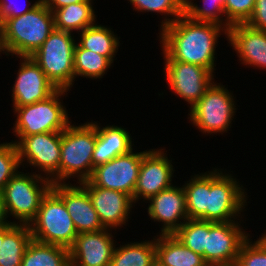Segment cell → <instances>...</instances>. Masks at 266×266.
<instances>
[{
	"instance_id": "1",
	"label": "cell",
	"mask_w": 266,
	"mask_h": 266,
	"mask_svg": "<svg viewBox=\"0 0 266 266\" xmlns=\"http://www.w3.org/2000/svg\"><path fill=\"white\" fill-rule=\"evenodd\" d=\"M221 30L227 36L224 27L194 21L183 14L161 29L164 60L196 64L214 72L215 49Z\"/></svg>"
},
{
	"instance_id": "2",
	"label": "cell",
	"mask_w": 266,
	"mask_h": 266,
	"mask_svg": "<svg viewBox=\"0 0 266 266\" xmlns=\"http://www.w3.org/2000/svg\"><path fill=\"white\" fill-rule=\"evenodd\" d=\"M55 29L54 15L42 1L23 15L0 24V45L6 55L31 56Z\"/></svg>"
},
{
	"instance_id": "3",
	"label": "cell",
	"mask_w": 266,
	"mask_h": 266,
	"mask_svg": "<svg viewBox=\"0 0 266 266\" xmlns=\"http://www.w3.org/2000/svg\"><path fill=\"white\" fill-rule=\"evenodd\" d=\"M96 144V123L74 126L71 123L61 131L59 183L71 176L80 182L88 180L93 173V151Z\"/></svg>"
},
{
	"instance_id": "4",
	"label": "cell",
	"mask_w": 266,
	"mask_h": 266,
	"mask_svg": "<svg viewBox=\"0 0 266 266\" xmlns=\"http://www.w3.org/2000/svg\"><path fill=\"white\" fill-rule=\"evenodd\" d=\"M29 227L32 239L68 249L78 236L63 199L52 188L43 197L38 213Z\"/></svg>"
},
{
	"instance_id": "5",
	"label": "cell",
	"mask_w": 266,
	"mask_h": 266,
	"mask_svg": "<svg viewBox=\"0 0 266 266\" xmlns=\"http://www.w3.org/2000/svg\"><path fill=\"white\" fill-rule=\"evenodd\" d=\"M73 38L70 32L54 29L41 47L31 55L57 89L68 91L73 86L76 45Z\"/></svg>"
},
{
	"instance_id": "6",
	"label": "cell",
	"mask_w": 266,
	"mask_h": 266,
	"mask_svg": "<svg viewBox=\"0 0 266 266\" xmlns=\"http://www.w3.org/2000/svg\"><path fill=\"white\" fill-rule=\"evenodd\" d=\"M23 173L18 171L1 193L7 214L18 219L19 224L29 225L35 219L41 201L53 183L41 174Z\"/></svg>"
},
{
	"instance_id": "7",
	"label": "cell",
	"mask_w": 266,
	"mask_h": 266,
	"mask_svg": "<svg viewBox=\"0 0 266 266\" xmlns=\"http://www.w3.org/2000/svg\"><path fill=\"white\" fill-rule=\"evenodd\" d=\"M67 90L57 89L47 99L22 107H14L17 114L15 127L17 137L32 134L63 131L71 123L66 108L60 102L59 96Z\"/></svg>"
},
{
	"instance_id": "8",
	"label": "cell",
	"mask_w": 266,
	"mask_h": 266,
	"mask_svg": "<svg viewBox=\"0 0 266 266\" xmlns=\"http://www.w3.org/2000/svg\"><path fill=\"white\" fill-rule=\"evenodd\" d=\"M212 83L200 100L190 109V120L202 133L226 132L231 127L235 101L229 90Z\"/></svg>"
},
{
	"instance_id": "9",
	"label": "cell",
	"mask_w": 266,
	"mask_h": 266,
	"mask_svg": "<svg viewBox=\"0 0 266 266\" xmlns=\"http://www.w3.org/2000/svg\"><path fill=\"white\" fill-rule=\"evenodd\" d=\"M217 170L208 171L206 221H235L233 219L241 214L239 212L245 208V203H247L244 188L242 189V186L231 174L226 175L221 171H219L220 173L217 172Z\"/></svg>"
},
{
	"instance_id": "10",
	"label": "cell",
	"mask_w": 266,
	"mask_h": 266,
	"mask_svg": "<svg viewBox=\"0 0 266 266\" xmlns=\"http://www.w3.org/2000/svg\"><path fill=\"white\" fill-rule=\"evenodd\" d=\"M12 141L17 148L19 162L37 166L53 184L59 183L61 131L32 134ZM49 175V176H48Z\"/></svg>"
},
{
	"instance_id": "11",
	"label": "cell",
	"mask_w": 266,
	"mask_h": 266,
	"mask_svg": "<svg viewBox=\"0 0 266 266\" xmlns=\"http://www.w3.org/2000/svg\"><path fill=\"white\" fill-rule=\"evenodd\" d=\"M235 221H207L203 258L209 266H234L243 243L249 238Z\"/></svg>"
},
{
	"instance_id": "12",
	"label": "cell",
	"mask_w": 266,
	"mask_h": 266,
	"mask_svg": "<svg viewBox=\"0 0 266 266\" xmlns=\"http://www.w3.org/2000/svg\"><path fill=\"white\" fill-rule=\"evenodd\" d=\"M147 152L133 153L131 150L127 154L98 165L94 167L88 181L93 186L123 192L133 200L142 158Z\"/></svg>"
},
{
	"instance_id": "13",
	"label": "cell",
	"mask_w": 266,
	"mask_h": 266,
	"mask_svg": "<svg viewBox=\"0 0 266 266\" xmlns=\"http://www.w3.org/2000/svg\"><path fill=\"white\" fill-rule=\"evenodd\" d=\"M169 87L192 107L212 85L213 72L200 65L180 61H165Z\"/></svg>"
},
{
	"instance_id": "14",
	"label": "cell",
	"mask_w": 266,
	"mask_h": 266,
	"mask_svg": "<svg viewBox=\"0 0 266 266\" xmlns=\"http://www.w3.org/2000/svg\"><path fill=\"white\" fill-rule=\"evenodd\" d=\"M163 149L149 150L142 158L138 181L133 193V202L143 197L148 200L172 185L173 166Z\"/></svg>"
},
{
	"instance_id": "15",
	"label": "cell",
	"mask_w": 266,
	"mask_h": 266,
	"mask_svg": "<svg viewBox=\"0 0 266 266\" xmlns=\"http://www.w3.org/2000/svg\"><path fill=\"white\" fill-rule=\"evenodd\" d=\"M19 58L22 62L12 89L13 107L34 104L51 96L57 88L48 80L38 64L31 56Z\"/></svg>"
},
{
	"instance_id": "16",
	"label": "cell",
	"mask_w": 266,
	"mask_h": 266,
	"mask_svg": "<svg viewBox=\"0 0 266 266\" xmlns=\"http://www.w3.org/2000/svg\"><path fill=\"white\" fill-rule=\"evenodd\" d=\"M109 230L78 234L69 248L70 266H110L116 245Z\"/></svg>"
},
{
	"instance_id": "17",
	"label": "cell",
	"mask_w": 266,
	"mask_h": 266,
	"mask_svg": "<svg viewBox=\"0 0 266 266\" xmlns=\"http://www.w3.org/2000/svg\"><path fill=\"white\" fill-rule=\"evenodd\" d=\"M88 191L92 205L104 228L125 225L132 207V198L120 191L93 186L88 180L80 182Z\"/></svg>"
},
{
	"instance_id": "18",
	"label": "cell",
	"mask_w": 266,
	"mask_h": 266,
	"mask_svg": "<svg viewBox=\"0 0 266 266\" xmlns=\"http://www.w3.org/2000/svg\"><path fill=\"white\" fill-rule=\"evenodd\" d=\"M150 219L163 222L160 235H173L188 219L186 194L182 187L171 186L148 199ZM183 220L182 222L179 220Z\"/></svg>"
},
{
	"instance_id": "19",
	"label": "cell",
	"mask_w": 266,
	"mask_h": 266,
	"mask_svg": "<svg viewBox=\"0 0 266 266\" xmlns=\"http://www.w3.org/2000/svg\"><path fill=\"white\" fill-rule=\"evenodd\" d=\"M52 189L63 199L78 234L104 229L88 191L80 183L79 186L56 183L52 184Z\"/></svg>"
},
{
	"instance_id": "20",
	"label": "cell",
	"mask_w": 266,
	"mask_h": 266,
	"mask_svg": "<svg viewBox=\"0 0 266 266\" xmlns=\"http://www.w3.org/2000/svg\"><path fill=\"white\" fill-rule=\"evenodd\" d=\"M226 38L243 64L266 68V31L238 23L231 25Z\"/></svg>"
},
{
	"instance_id": "21",
	"label": "cell",
	"mask_w": 266,
	"mask_h": 266,
	"mask_svg": "<svg viewBox=\"0 0 266 266\" xmlns=\"http://www.w3.org/2000/svg\"><path fill=\"white\" fill-rule=\"evenodd\" d=\"M96 123V144L93 151L94 167L107 163L119 155L133 150L132 138L125 128L119 126L99 127Z\"/></svg>"
},
{
	"instance_id": "22",
	"label": "cell",
	"mask_w": 266,
	"mask_h": 266,
	"mask_svg": "<svg viewBox=\"0 0 266 266\" xmlns=\"http://www.w3.org/2000/svg\"><path fill=\"white\" fill-rule=\"evenodd\" d=\"M156 261L162 266H209L202 255L185 247L173 235H160L155 239Z\"/></svg>"
},
{
	"instance_id": "23",
	"label": "cell",
	"mask_w": 266,
	"mask_h": 266,
	"mask_svg": "<svg viewBox=\"0 0 266 266\" xmlns=\"http://www.w3.org/2000/svg\"><path fill=\"white\" fill-rule=\"evenodd\" d=\"M32 240L29 225L12 222L4 226L0 247V266H21L24 252Z\"/></svg>"
},
{
	"instance_id": "24",
	"label": "cell",
	"mask_w": 266,
	"mask_h": 266,
	"mask_svg": "<svg viewBox=\"0 0 266 266\" xmlns=\"http://www.w3.org/2000/svg\"><path fill=\"white\" fill-rule=\"evenodd\" d=\"M91 2L73 3L53 12L55 29L72 33L94 25L96 15Z\"/></svg>"
},
{
	"instance_id": "25",
	"label": "cell",
	"mask_w": 266,
	"mask_h": 266,
	"mask_svg": "<svg viewBox=\"0 0 266 266\" xmlns=\"http://www.w3.org/2000/svg\"><path fill=\"white\" fill-rule=\"evenodd\" d=\"M21 266H70L69 249L32 239L24 252Z\"/></svg>"
},
{
	"instance_id": "26",
	"label": "cell",
	"mask_w": 266,
	"mask_h": 266,
	"mask_svg": "<svg viewBox=\"0 0 266 266\" xmlns=\"http://www.w3.org/2000/svg\"><path fill=\"white\" fill-rule=\"evenodd\" d=\"M153 239L154 241L114 247L110 266H152L156 261L155 238Z\"/></svg>"
},
{
	"instance_id": "27",
	"label": "cell",
	"mask_w": 266,
	"mask_h": 266,
	"mask_svg": "<svg viewBox=\"0 0 266 266\" xmlns=\"http://www.w3.org/2000/svg\"><path fill=\"white\" fill-rule=\"evenodd\" d=\"M115 36L110 28L94 24L81 31L78 45L107 57L113 63L119 46Z\"/></svg>"
},
{
	"instance_id": "28",
	"label": "cell",
	"mask_w": 266,
	"mask_h": 266,
	"mask_svg": "<svg viewBox=\"0 0 266 266\" xmlns=\"http://www.w3.org/2000/svg\"><path fill=\"white\" fill-rule=\"evenodd\" d=\"M189 182V183H188ZM183 185L188 219L206 220L208 174L196 175Z\"/></svg>"
},
{
	"instance_id": "29",
	"label": "cell",
	"mask_w": 266,
	"mask_h": 266,
	"mask_svg": "<svg viewBox=\"0 0 266 266\" xmlns=\"http://www.w3.org/2000/svg\"><path fill=\"white\" fill-rule=\"evenodd\" d=\"M74 75L75 78H102L112 62L105 56L91 50L81 48L77 43L74 48Z\"/></svg>"
},
{
	"instance_id": "30",
	"label": "cell",
	"mask_w": 266,
	"mask_h": 266,
	"mask_svg": "<svg viewBox=\"0 0 266 266\" xmlns=\"http://www.w3.org/2000/svg\"><path fill=\"white\" fill-rule=\"evenodd\" d=\"M225 2L226 0H203L204 7H198L193 2L185 0L184 14L194 21L214 23L224 27L228 31L231 24L221 17L222 15L225 16ZM223 20L226 22H223Z\"/></svg>"
},
{
	"instance_id": "31",
	"label": "cell",
	"mask_w": 266,
	"mask_h": 266,
	"mask_svg": "<svg viewBox=\"0 0 266 266\" xmlns=\"http://www.w3.org/2000/svg\"><path fill=\"white\" fill-rule=\"evenodd\" d=\"M174 235L185 247L203 255L207 241V221L187 219Z\"/></svg>"
},
{
	"instance_id": "32",
	"label": "cell",
	"mask_w": 266,
	"mask_h": 266,
	"mask_svg": "<svg viewBox=\"0 0 266 266\" xmlns=\"http://www.w3.org/2000/svg\"><path fill=\"white\" fill-rule=\"evenodd\" d=\"M138 12H157L172 15L173 18L162 20L161 29L170 25L184 14V0H129ZM170 14V15H169ZM164 21V22H163Z\"/></svg>"
},
{
	"instance_id": "33",
	"label": "cell",
	"mask_w": 266,
	"mask_h": 266,
	"mask_svg": "<svg viewBox=\"0 0 266 266\" xmlns=\"http://www.w3.org/2000/svg\"><path fill=\"white\" fill-rule=\"evenodd\" d=\"M249 240L243 243L234 266H266V234L254 243Z\"/></svg>"
},
{
	"instance_id": "34",
	"label": "cell",
	"mask_w": 266,
	"mask_h": 266,
	"mask_svg": "<svg viewBox=\"0 0 266 266\" xmlns=\"http://www.w3.org/2000/svg\"><path fill=\"white\" fill-rule=\"evenodd\" d=\"M18 168L20 162L16 145L13 142L0 144V193Z\"/></svg>"
},
{
	"instance_id": "35",
	"label": "cell",
	"mask_w": 266,
	"mask_h": 266,
	"mask_svg": "<svg viewBox=\"0 0 266 266\" xmlns=\"http://www.w3.org/2000/svg\"><path fill=\"white\" fill-rule=\"evenodd\" d=\"M255 8V0H226L225 19L231 24L246 23Z\"/></svg>"
},
{
	"instance_id": "36",
	"label": "cell",
	"mask_w": 266,
	"mask_h": 266,
	"mask_svg": "<svg viewBox=\"0 0 266 266\" xmlns=\"http://www.w3.org/2000/svg\"><path fill=\"white\" fill-rule=\"evenodd\" d=\"M246 24L254 29L266 31V0H255V8Z\"/></svg>"
},
{
	"instance_id": "37",
	"label": "cell",
	"mask_w": 266,
	"mask_h": 266,
	"mask_svg": "<svg viewBox=\"0 0 266 266\" xmlns=\"http://www.w3.org/2000/svg\"><path fill=\"white\" fill-rule=\"evenodd\" d=\"M40 1L41 0H37L31 7L26 6V9H20L15 2L0 0V24L8 18L17 17L31 11Z\"/></svg>"
},
{
	"instance_id": "38",
	"label": "cell",
	"mask_w": 266,
	"mask_h": 266,
	"mask_svg": "<svg viewBox=\"0 0 266 266\" xmlns=\"http://www.w3.org/2000/svg\"><path fill=\"white\" fill-rule=\"evenodd\" d=\"M41 1L52 12L69 4L80 3V2H92L91 0H41Z\"/></svg>"
},
{
	"instance_id": "39",
	"label": "cell",
	"mask_w": 266,
	"mask_h": 266,
	"mask_svg": "<svg viewBox=\"0 0 266 266\" xmlns=\"http://www.w3.org/2000/svg\"><path fill=\"white\" fill-rule=\"evenodd\" d=\"M7 211H6V207H5V203L3 200V196L2 193H0V227L6 226L11 224L12 222L9 223V221L7 222Z\"/></svg>"
},
{
	"instance_id": "40",
	"label": "cell",
	"mask_w": 266,
	"mask_h": 266,
	"mask_svg": "<svg viewBox=\"0 0 266 266\" xmlns=\"http://www.w3.org/2000/svg\"><path fill=\"white\" fill-rule=\"evenodd\" d=\"M3 237H4V226L0 227V247H1V242H3Z\"/></svg>"
},
{
	"instance_id": "41",
	"label": "cell",
	"mask_w": 266,
	"mask_h": 266,
	"mask_svg": "<svg viewBox=\"0 0 266 266\" xmlns=\"http://www.w3.org/2000/svg\"><path fill=\"white\" fill-rule=\"evenodd\" d=\"M152 266H162V265L158 263L157 261H155Z\"/></svg>"
}]
</instances>
